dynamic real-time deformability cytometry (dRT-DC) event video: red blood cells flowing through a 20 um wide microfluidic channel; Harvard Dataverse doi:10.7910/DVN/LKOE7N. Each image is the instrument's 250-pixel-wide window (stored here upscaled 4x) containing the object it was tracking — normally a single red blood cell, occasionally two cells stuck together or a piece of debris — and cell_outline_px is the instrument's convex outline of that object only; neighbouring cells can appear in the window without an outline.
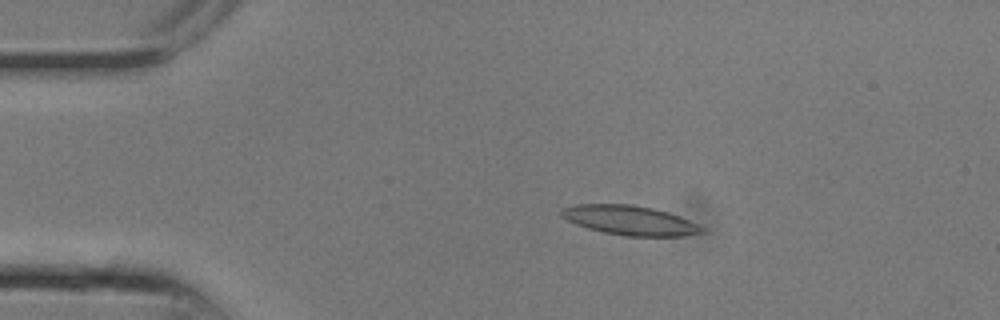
{"species": "common noctule bat (a hibernating species)", "species_latin": "Nyctalus noctula", "temperature_condition": "room temperature", "stored_images_in_passage": 8, "camera_frame_rate_fps": 3000, "um_per_image_px": 0.085, "animal": {"sex": "male", "body_mass_g": 13.3}, "frame": {"image": 1, "passage_image": 4, "time_ms": 1.0, "image_size_px": [1000, 320], "cell_outline_px": [[704, 232], [684, 236], [624, 236], [604, 232], [588, 228], [576, 224], [560, 216], [560, 212], [564, 208], [576, 204], [632, 204], [652, 208], [668, 212], [680, 216], [704, 228]], "centroid_in_image_um": [53.53, 18.72], "position_along_channel_um": 31.5, "area_um2": 23.99}}
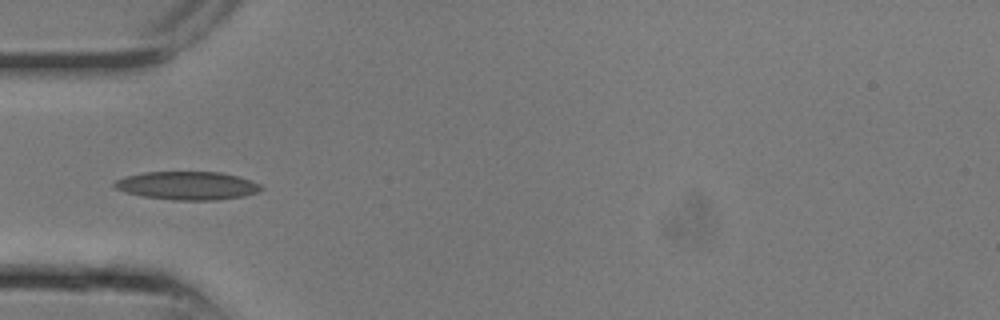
{"frame": {"image": 2, "passage_image": 7, "time_ms": 2.0, "image_size_px": [1000, 320], "cell_outline_px": [[264, 188], [256, 192], [244, 196], [216, 200], [176, 200], [144, 196], [124, 192], [116, 188], [112, 184], [116, 180], [124, 176], [144, 172], [220, 172], [252, 180], [260, 184]], "centroid_in_image_um": [15.92, 15.77], "position_along_channel_um": 69.1, "area_um2": 24.1}}